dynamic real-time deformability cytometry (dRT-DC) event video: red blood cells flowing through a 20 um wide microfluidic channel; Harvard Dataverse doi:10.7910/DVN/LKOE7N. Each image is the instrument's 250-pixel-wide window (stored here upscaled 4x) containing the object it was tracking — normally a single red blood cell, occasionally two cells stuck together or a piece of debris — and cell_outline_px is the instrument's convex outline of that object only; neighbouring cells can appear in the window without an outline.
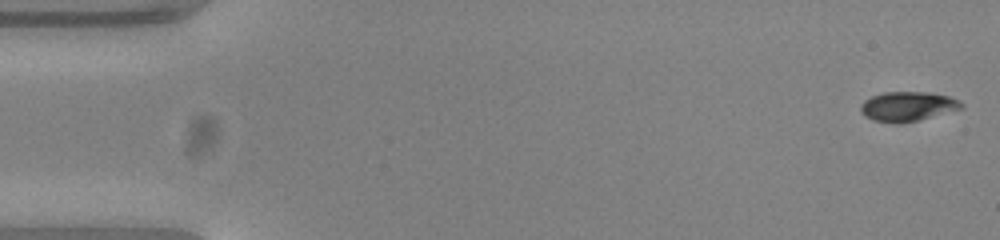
{"species": "common noctule bat (a hibernating species)", "species_latin": "Nyctalus noctula", "temperature_condition": "warm", "stored_images_in_passage": 53, "camera_frame_rate_fps": 3000, "um_per_image_px": 0.085, "animal": {"sex": "female", "body_mass_g": 23.0, "forearm_length_mm": 53.4}, "frame": {"image": 1, "passage_image": 1, "time_ms": 0.0, "image_size_px": [1000, 240], "cell_outline_px": [[964, 108], [920, 120], [900, 124], [896, 124], [872, 120], [864, 116], [860, 112], [860, 104], [864, 100], [872, 96], [884, 92], [928, 92], [948, 96], [960, 100], [964, 104]], "centroid_in_image_um": [77.15, 9.06], "position_along_channel_um": 7.9, "area_um2": 17.69}}
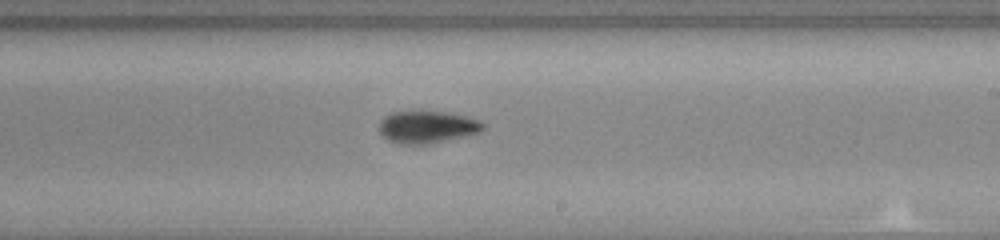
{"frame": {"image": 2, "passage_image": 31, "time_ms": 10.0, "image_size_px": [1000, 240], "cell_outline_px": [[484, 128], [476, 132], [428, 144], [400, 144], [388, 140], [380, 132], [380, 120], [384, 116], [392, 112], [444, 112], [464, 116], [480, 120], [484, 124]], "centroid_in_image_um": [36.25, 10.79], "position_along_channel_um": 252.7, "area_um2": 18.96}}
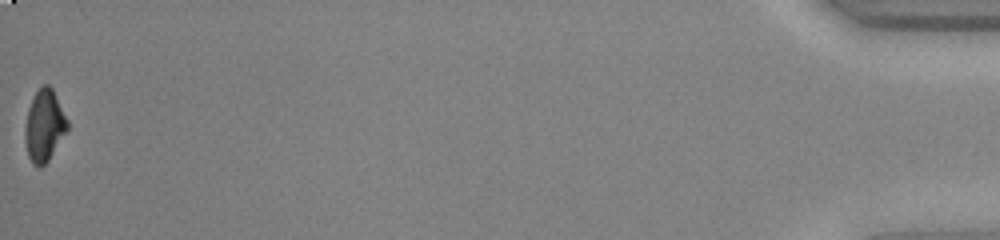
{"frame": {"image": 3, "passage_image": 53, "time_ms": 17.333, "image_size_px": [1000, 240], "cell_outline_px": [[68, 128], [48, 160], [40, 168], [32, 164], [28, 156], [24, 140], [24, 128], [28, 108], [36, 92], [44, 84], [48, 84], [52, 88], [68, 120]], "centroid_in_image_um": [3.74, 10.69], "position_along_channel_um": 431.5, "area_um2": 17.57}, "authors_computed_cell_mechanics": {"area_um2": 18.3226, "velocity_mm_per_s": 3.855, "shape_relaxation_time_tau1_ms": 3.1937, "shape_relaxation_time_tau2_ms": 5.0929, "deformation_change_tau1": 0.1592, "deformation_change_tau2": 0.0888}}